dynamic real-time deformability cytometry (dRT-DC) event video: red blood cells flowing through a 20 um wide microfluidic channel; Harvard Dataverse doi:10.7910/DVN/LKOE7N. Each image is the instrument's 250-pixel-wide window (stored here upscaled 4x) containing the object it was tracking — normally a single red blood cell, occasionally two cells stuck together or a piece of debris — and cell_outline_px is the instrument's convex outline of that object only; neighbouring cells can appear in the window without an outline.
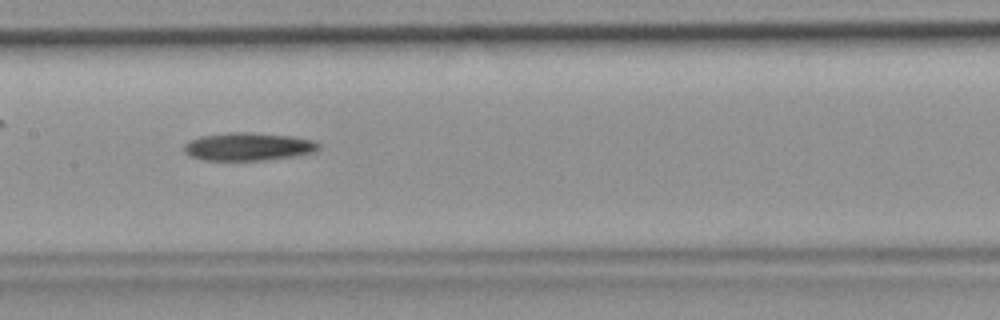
{"species": "common noctule bat (a hibernating species)", "species_latin": "Nyctalus noctula", "temperature_condition": "room temperature", "stored_images_in_passage": 32, "camera_frame_rate_fps": 3000, "um_per_image_px": 0.085, "animal": {"sex": "female", "body_mass_g": 19.9}, "frame": {"image": 1, "passage_image": 10, "time_ms": 3.0, "image_size_px": [1000, 320], "cell_outline_px": [[320, 148], [316, 152], [296, 156], [264, 160], [204, 160], [188, 156], [184, 152], [184, 144], [188, 140], [200, 136], [228, 132], [248, 132], [288, 136], [312, 140], [320, 144]], "centroid_in_image_um": [21.07, 12.47], "position_along_channel_um": 186.3, "area_um2": 22.08}}